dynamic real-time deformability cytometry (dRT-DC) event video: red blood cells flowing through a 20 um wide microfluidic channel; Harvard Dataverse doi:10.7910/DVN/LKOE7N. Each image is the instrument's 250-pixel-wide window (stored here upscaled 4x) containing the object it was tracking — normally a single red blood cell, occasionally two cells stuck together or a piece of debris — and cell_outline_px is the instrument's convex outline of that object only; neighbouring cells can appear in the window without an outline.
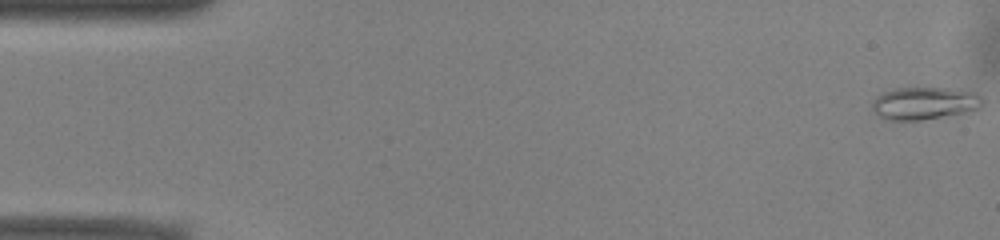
{"species": "common noctule bat (a hibernating species)", "species_latin": "Nyctalus noctula", "temperature_condition": "warm", "stored_images_in_passage": 52, "camera_frame_rate_fps": 3000, "um_per_image_px": 0.085, "animal": {"sex": "male", "body_mass_g": 13.0, "forearm_length_mm": 53.1}, "frame": {"image": 1, "passage_image": 1, "time_ms": 0.0, "image_size_px": [1000, 240], "cell_outline_px": [[984, 104], [980, 108], [972, 112], [920, 120], [888, 120], [880, 116], [872, 108], [872, 100], [876, 96], [892, 88], [948, 88], [976, 92], [984, 100]], "centroid_in_image_um": [78.63, 8.77], "position_along_channel_um": 6.4, "area_um2": 21.21}}
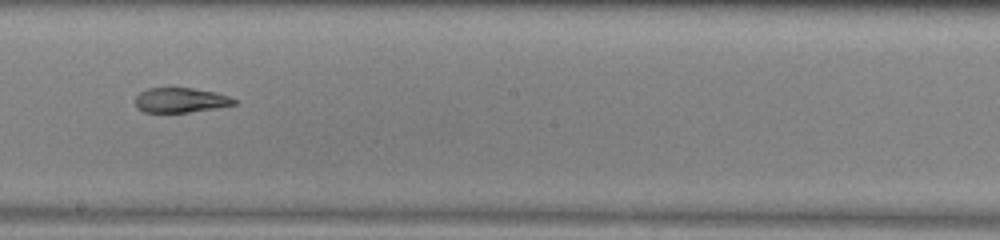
{"frame": {"image": 2, "passage_image": 29, "time_ms": 9.333, "image_size_px": [1000, 240], "cell_outline_px": [[236, 104], [216, 108], [188, 112], [144, 112], [136, 108], [136, 96], [140, 92], [148, 88], [192, 88], [216, 92], [228, 96], [236, 100]], "centroid_in_image_um": [15.34, 8.51], "position_along_channel_um": 232.9, "area_um2": 14.22}}
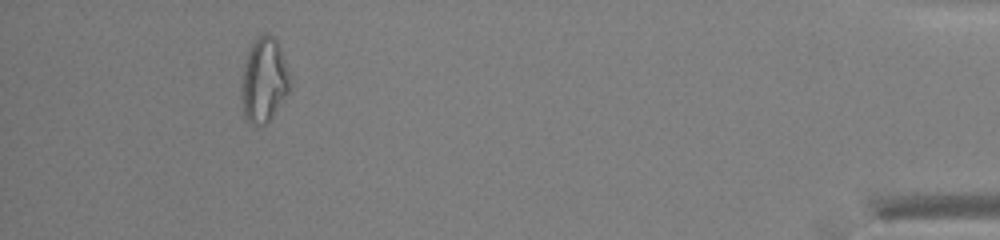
{"frame": {"image": 3, "passage_image": 48, "time_ms": 15.667, "image_size_px": [1000, 240], "cell_outline_px": [[288, 92], [272, 116], [264, 124], [252, 124], [244, 116], [240, 84], [244, 60], [248, 48], [256, 36], [264, 32], [276, 36], [288, 72]], "centroid_in_image_um": [22.38, 6.73], "position_along_channel_um": 412.8, "area_um2": 23.87}, "authors_computed_cell_mechanics": {"area_um2": 17.7446, "velocity_mm_per_s": 3.9401, "shape_relaxation_time_tau1_ms": 9.8573, "shape_relaxation_time_tau2_ms": 5.7422, "deformation_change_tau1": 0.2948, "deformation_change_tau2": 0.1487}}